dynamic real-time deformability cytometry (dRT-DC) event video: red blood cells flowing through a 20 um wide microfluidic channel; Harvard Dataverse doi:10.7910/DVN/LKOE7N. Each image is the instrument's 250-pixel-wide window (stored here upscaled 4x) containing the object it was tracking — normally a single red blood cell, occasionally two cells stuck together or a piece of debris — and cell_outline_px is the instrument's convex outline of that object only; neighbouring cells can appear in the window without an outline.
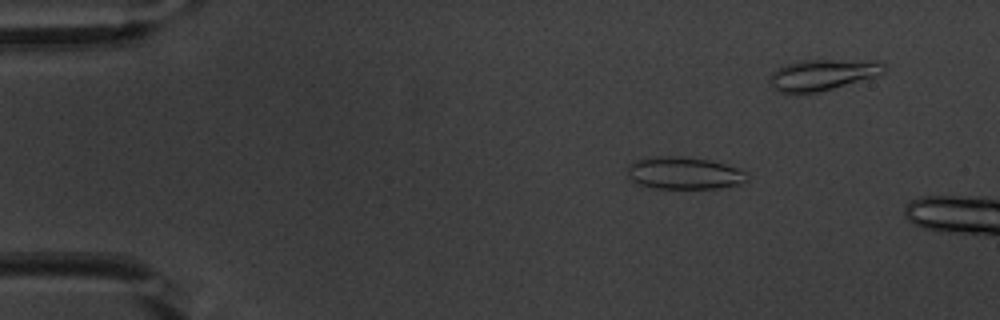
{"species": "common noctule bat (a hibernating species)", "species_latin": "Nyctalus noctula", "temperature_condition": "warm", "stored_images_in_passage": 10, "camera_frame_rate_fps": 3000, "um_per_image_px": 0.085, "animal": {"sex": "male", "body_mass_g": 20.1, "forearm_length_mm": 53.5}, "frame": {"image": 1, "passage_image": 8, "time_ms": 2.333, "image_size_px": [1000, 320], "cell_outline_px": [[748, 180], [740, 184], [716, 188], [652, 188], [640, 184], [632, 180], [628, 176], [628, 164], [636, 160], [656, 156], [680, 156], [708, 160], [724, 164], [748, 172]], "centroid_in_image_um": [58.15, 14.71], "position_along_channel_um": 26.8, "area_um2": 22.43}}